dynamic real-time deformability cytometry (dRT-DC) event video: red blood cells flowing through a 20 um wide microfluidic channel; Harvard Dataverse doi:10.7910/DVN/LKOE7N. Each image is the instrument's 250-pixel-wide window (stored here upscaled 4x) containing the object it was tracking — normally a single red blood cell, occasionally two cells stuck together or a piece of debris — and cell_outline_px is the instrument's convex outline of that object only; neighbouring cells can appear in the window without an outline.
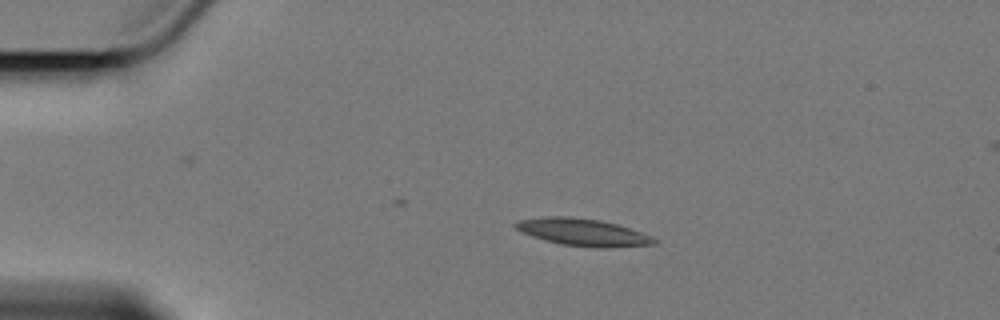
{"species": "Egyptian fruit bat (a non-hibernating species)", "species_latin": "Rousettus aegyptiacus", "temperature_condition": "cold", "stored_images_in_passage": 3, "camera_frame_rate_fps": 3000, "um_per_image_px": 0.085, "animal": {"sex": "female"}, "frame": {"image": 1, "passage_image": 2, "time_ms": 1.333, "image_size_px": [1000, 320], "cell_outline_px": [[656, 244], [612, 248], [600, 248], [560, 244], [544, 240], [532, 236], [516, 228], [512, 224], [516, 220], [544, 216], [568, 216], [600, 220], [616, 224], [652, 236], [656, 240]], "centroid_in_image_um": [49.52, 19.74], "position_along_channel_um": 35.5, "area_um2": 22.02}}